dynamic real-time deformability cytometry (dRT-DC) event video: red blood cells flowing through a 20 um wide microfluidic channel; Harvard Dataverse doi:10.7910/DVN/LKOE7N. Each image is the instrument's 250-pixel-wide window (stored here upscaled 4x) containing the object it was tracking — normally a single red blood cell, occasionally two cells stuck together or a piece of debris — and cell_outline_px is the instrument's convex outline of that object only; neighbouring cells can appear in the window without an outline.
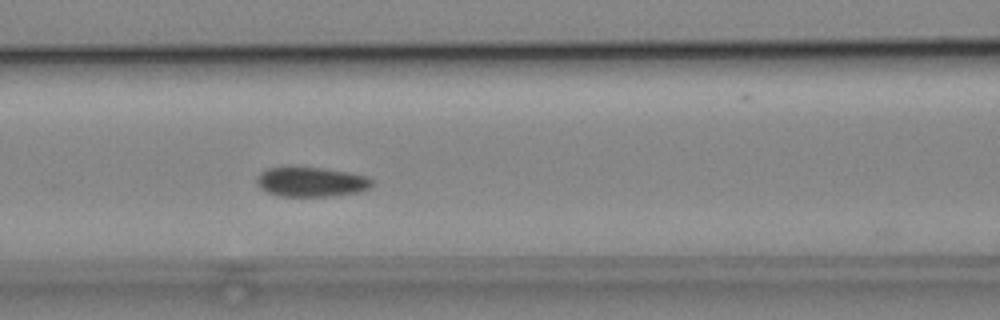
{"species": "common noctule bat (a hibernating species)", "species_latin": "Nyctalus noctula", "temperature_condition": "cold", "stored_images_in_passage": 19, "camera_frame_rate_fps": 3000, "um_per_image_px": 0.085, "animal": {"sex": "male", "body_mass_g": 19.2, "forearm_length_mm": 51.8}, "frame": {"image": 1, "passage_image": 4, "time_ms": 1.0, "image_size_px": [1000, 320], "cell_outline_px": [[372, 184], [368, 188], [360, 192], [332, 196], [280, 196], [268, 192], [260, 188], [256, 184], [256, 180], [260, 172], [268, 168], [296, 164], [324, 168], [348, 172], [364, 176], [372, 180]], "centroid_in_image_um": [26.39, 15.42], "position_along_channel_um": 140.2, "area_um2": 20.46}}
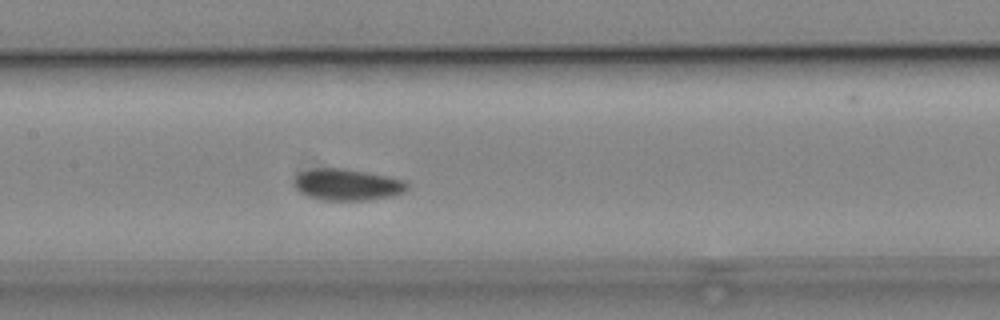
{"frame": {"image": 2, "passage_image": 7, "time_ms": 2.0, "image_size_px": [1000, 320], "cell_outline_px": [[408, 188], [404, 192], [392, 196], [368, 200], [320, 200], [308, 196], [300, 192], [292, 184], [292, 180], [296, 172], [308, 168], [344, 168], [404, 180], [408, 184]], "centroid_in_image_um": [29.42, 15.69], "position_along_channel_um": 178.0, "area_um2": 21.04}}
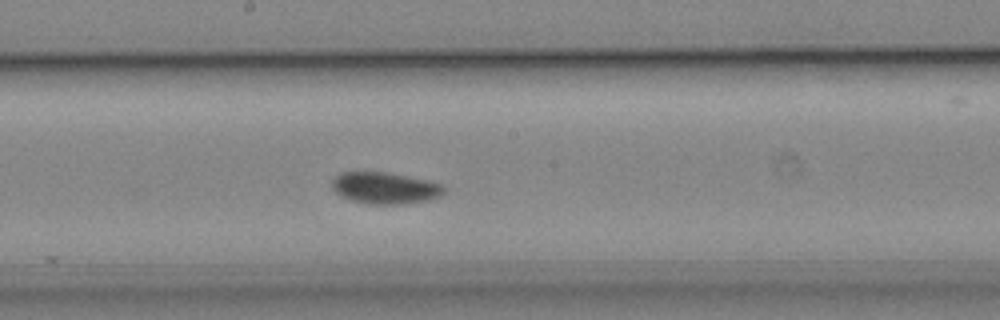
{"frame": {"image": 3, "passage_image": 10, "time_ms": 3.0, "image_size_px": [1000, 320], "cell_outline_px": [[444, 192], [440, 196], [428, 200], [404, 204], [368, 204], [352, 200], [340, 196], [332, 188], [332, 180], [340, 172], [384, 172], [424, 180], [440, 184], [444, 188]], "centroid_in_image_um": [32.68, 15.99], "position_along_channel_um": 215.5, "area_um2": 20.35}}